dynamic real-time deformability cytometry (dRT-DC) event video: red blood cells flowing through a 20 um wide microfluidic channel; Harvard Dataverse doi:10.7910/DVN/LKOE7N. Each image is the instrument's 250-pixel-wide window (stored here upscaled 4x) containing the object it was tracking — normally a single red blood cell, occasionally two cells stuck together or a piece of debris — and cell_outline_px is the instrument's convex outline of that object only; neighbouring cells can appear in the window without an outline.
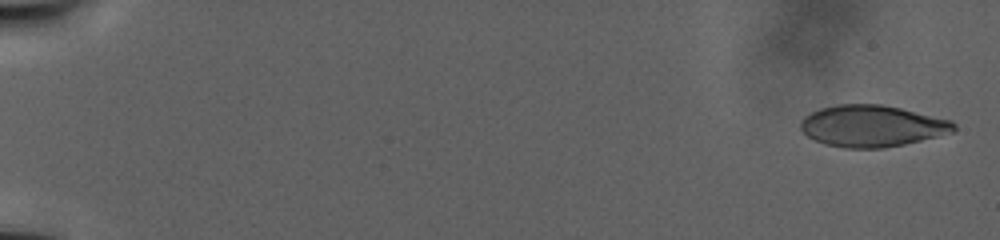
{"species": "human", "species_latin": "Homo sapiens", "temperature_condition": "warm", "stored_images_in_passage": 61, "camera_frame_rate_fps": 3000, "um_per_image_px": 0.085, "donor": {"sex": "male"}, "frame": {"image": 1, "passage_image": 2, "time_ms": 0.667, "image_size_px": [1000, 240], "cell_outline_px": [[956, 128], [952, 132], [904, 144], [884, 148], [844, 148], [824, 144], [808, 136], [800, 128], [800, 120], [804, 116], [820, 108], [836, 104], [880, 104], [900, 108], [952, 120], [956, 124]], "centroid_in_image_um": [74.1, 10.7], "position_along_channel_um": 10.9, "area_um2": 37.05}}
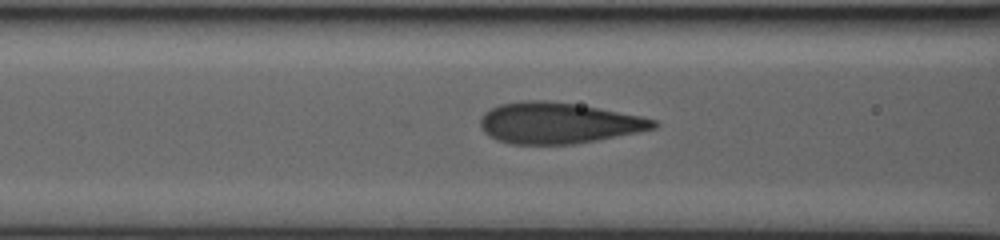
{"frame": {"image": 2, "passage_image": 33, "time_ms": 18.0, "image_size_px": [1000, 240], "cell_outline_px": [[660, 124], [656, 128], [576, 144], [508, 144], [496, 140], [488, 136], [480, 128], [480, 116], [484, 112], [500, 104], [524, 100], [544, 100], [576, 104], [640, 116], [656, 120]], "centroid_in_image_um": [47.4, 10.46], "position_along_channel_um": 119.2, "area_um2": 41.38}}
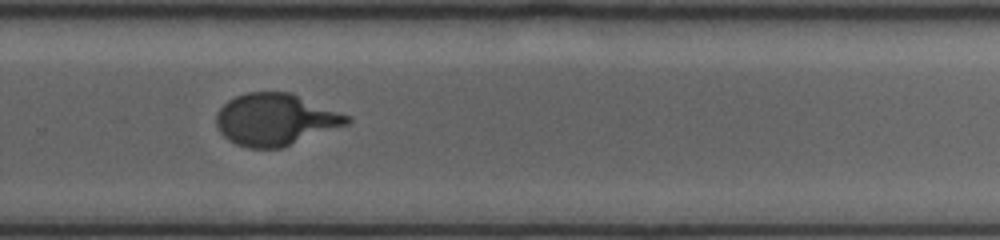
{"frame": {"image": 3, "passage_image": 61, "time_ms": 28.667, "image_size_px": [1000, 240], "cell_outline_px": [[352, 120], [348, 124], [280, 148], [248, 148], [236, 144], [228, 140], [220, 132], [216, 124], [216, 112], [228, 100], [236, 96], [248, 92], [292, 92], [352, 116]], "centroid_in_image_um": [23.42, 10.15], "position_along_channel_um": 306.4, "area_um2": 39.65}}